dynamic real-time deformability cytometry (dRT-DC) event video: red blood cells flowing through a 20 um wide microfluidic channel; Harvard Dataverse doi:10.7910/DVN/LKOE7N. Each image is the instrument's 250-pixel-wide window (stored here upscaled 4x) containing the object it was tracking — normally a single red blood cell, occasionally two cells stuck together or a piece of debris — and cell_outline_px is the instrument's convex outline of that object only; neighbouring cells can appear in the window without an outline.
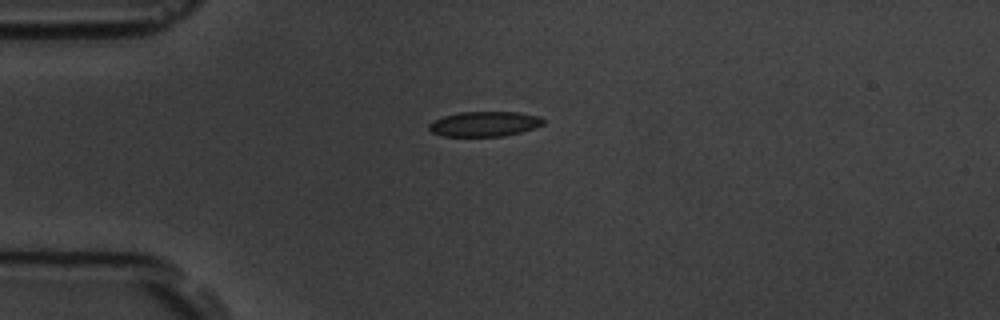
{"species": "common noctule bat (a hibernating species)", "species_latin": "Nyctalus noctula", "temperature_condition": "room temperature", "stored_images_in_passage": 6, "camera_frame_rate_fps": 3000, "um_per_image_px": 0.085, "animal": {"sex": "male", "body_mass_g": 19.5, "forearm_length_mm": 54.6}, "frame": {"image": 1, "passage_image": 1, "time_ms": 0.0, "image_size_px": [1000, 320], "cell_outline_px": [[544, 124], [536, 128], [504, 136], [440, 136], [432, 132], [428, 128], [428, 124], [432, 120], [444, 116], [460, 112], [516, 112], [540, 116], [544, 120]], "centroid_in_image_um": [41.17, 10.53], "position_along_channel_um": 43.8, "area_um2": 16.76}}
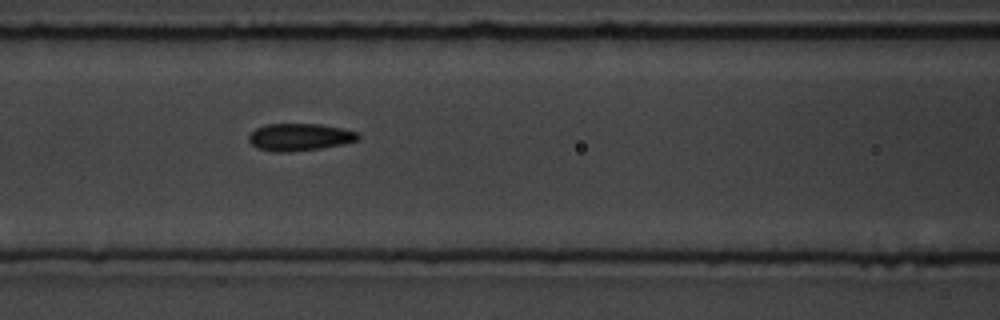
{"frame": {"image": 2, "passage_image": 4, "time_ms": 3.333, "image_size_px": [1000, 320], "cell_outline_px": [[360, 136], [356, 140], [340, 144], [320, 148], [288, 152], [272, 152], [256, 148], [248, 140], [248, 136], [256, 128], [268, 124], [320, 124], [340, 128], [356, 132]], "centroid_in_image_um": [25.4, 11.65], "position_along_channel_um": 141.2, "area_um2": 17.17}}
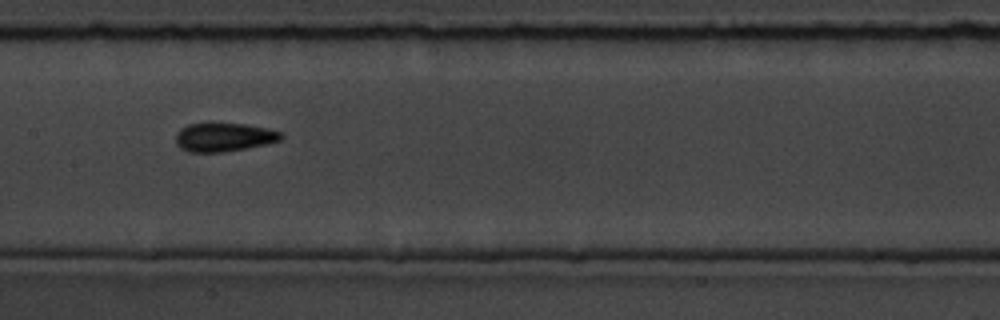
{"frame": {"image": 3, "passage_image": 5, "time_ms": 4.667, "image_size_px": [1000, 320], "cell_outline_px": [[284, 136], [280, 140], [264, 144], [244, 148], [220, 152], [188, 152], [180, 148], [176, 144], [176, 132], [180, 128], [188, 124], [244, 124], [268, 128], [284, 132]], "centroid_in_image_um": [19.02, 11.66], "position_along_channel_um": 188.4, "area_um2": 17.46}}